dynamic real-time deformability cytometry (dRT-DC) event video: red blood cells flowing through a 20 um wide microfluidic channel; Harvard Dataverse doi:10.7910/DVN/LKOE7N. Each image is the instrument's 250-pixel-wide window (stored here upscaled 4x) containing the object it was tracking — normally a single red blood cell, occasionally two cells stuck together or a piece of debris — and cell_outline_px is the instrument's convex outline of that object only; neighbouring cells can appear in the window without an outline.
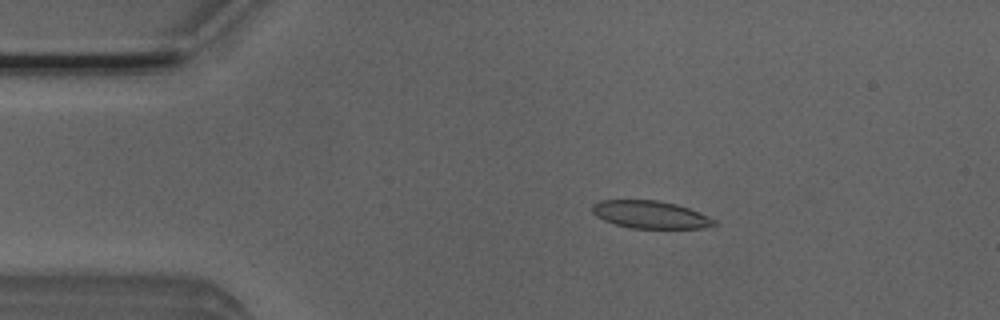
{"species": "Egyptian fruit bat (a non-hibernating species)", "species_latin": "Rousettus aegyptiacus", "temperature_condition": "room temperature", "stored_images_in_passage": 43, "camera_frame_rate_fps": 3000, "um_per_image_px": 0.085, "animal": {"sex": "male"}, "frame": {"image": 1, "passage_image": 1, "time_ms": 0.0, "image_size_px": [1000, 320], "cell_outline_px": [[716, 224], [704, 228], [632, 228], [616, 224], [604, 220], [596, 216], [592, 212], [592, 204], [600, 200], [656, 200], [676, 204], [700, 212], [716, 220]], "centroid_in_image_um": [55.28, 18.24], "position_along_channel_um": 29.7, "area_um2": 19.54}}
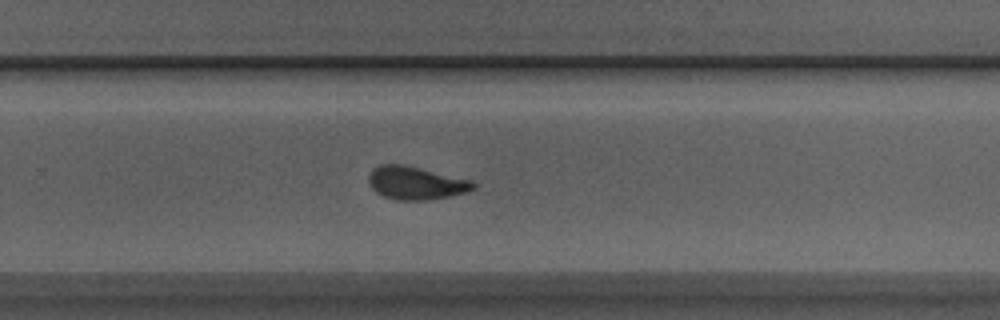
{"frame": {"image": 2, "passage_image": 25, "time_ms": 8.0, "image_size_px": [1000, 320], "cell_outline_px": [[476, 188], [468, 192], [428, 200], [400, 200], [384, 196], [376, 192], [368, 184], [368, 176], [372, 168], [380, 164], [404, 164], [472, 180], [476, 184]], "centroid_in_image_um": [35.34, 15.54], "position_along_channel_um": 294.5, "area_um2": 20.29}}
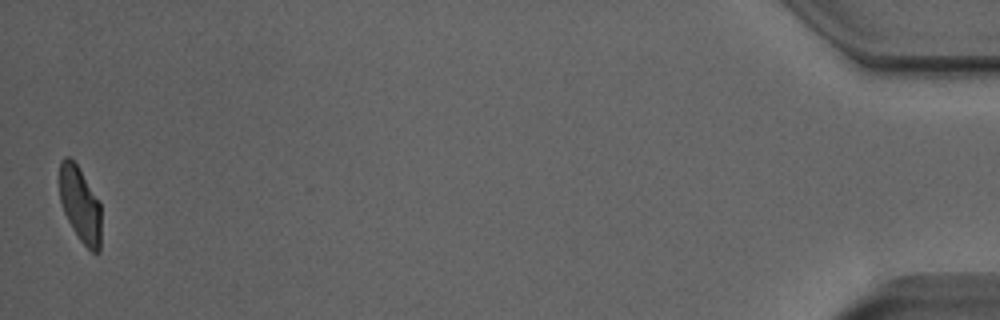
{"frame": {"image": 3, "passage_image": 43, "time_ms": 14.0, "image_size_px": [1000, 320], "cell_outline_px": [[100, 252], [92, 252], [80, 240], [72, 228], [64, 212], [60, 200], [60, 160], [64, 156], [68, 156], [76, 164], [100, 204]], "centroid_in_image_um": [6.8, 17.4], "position_along_channel_um": 428.4, "area_um2": 17.86}, "authors_computed_cell_mechanics": {"area_um2": 20.1722, "velocity_mm_per_s": 3.9105, "shape_relaxation_time_tau1_ms": 5.1707, "shape_relaxation_time_tau2_ms": 1.2804, "deformation_change_tau1": 0.1515, "deformation_change_tau2": 0.0761}}